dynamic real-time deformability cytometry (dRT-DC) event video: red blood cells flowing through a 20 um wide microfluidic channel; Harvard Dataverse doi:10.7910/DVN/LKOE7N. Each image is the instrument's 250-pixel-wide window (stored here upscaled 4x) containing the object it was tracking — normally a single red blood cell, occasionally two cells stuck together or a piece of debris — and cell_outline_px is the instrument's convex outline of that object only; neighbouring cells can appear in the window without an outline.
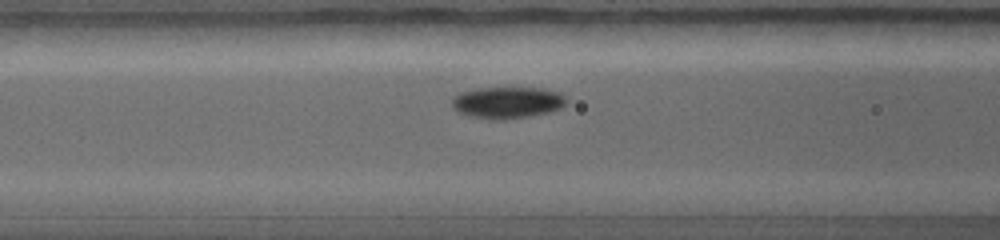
{"species": "common noctule bat (a hibernating species)", "species_latin": "Nyctalus noctula", "temperature_condition": "warm", "stored_images_in_passage": 20, "camera_frame_rate_fps": 5000, "um_per_image_px": 0.085, "animal": {"sex": "female", "body_mass_g": 19.0, "forearm_length_mm": 56.7}, "frame": {"image": 1, "passage_image": 8, "time_ms": 3.0, "image_size_px": [1000, 240], "cell_outline_px": [[564, 104], [560, 108], [548, 112], [528, 116], [500, 120], [488, 120], [472, 116], [460, 112], [452, 108], [452, 96], [460, 92], [476, 88], [544, 88], [560, 92], [564, 96]], "centroid_in_image_um": [43.07, 8.71], "position_along_channel_um": 123.5, "area_um2": 21.04}}
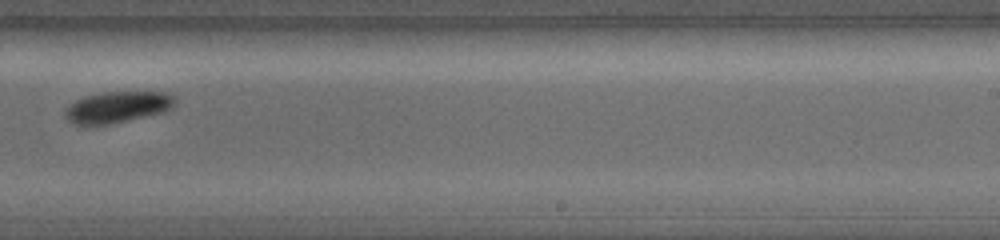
{"frame": {"image": 2, "passage_image": 14, "time_ms": 5.6, "image_size_px": [1000, 240], "cell_outline_px": [[176, 104], [172, 108], [164, 112], [128, 120], [108, 124], [76, 124], [68, 120], [64, 116], [64, 108], [76, 100], [84, 96], [104, 92], [172, 92], [176, 96]], "centroid_in_image_um": [10.03, 9.08], "position_along_channel_um": 279.0, "area_um2": 20.17}}
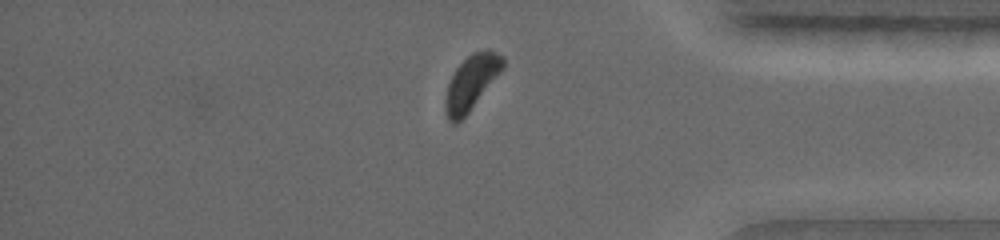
{"frame": {"image": 3, "passage_image": 19, "time_ms": 7.8, "image_size_px": [1000, 240], "cell_outline_px": [[504, 68], [468, 112], [456, 124], [452, 124], [448, 120], [448, 84], [456, 68], [472, 52], [488, 48], [504, 56]], "centroid_in_image_um": [40.14, 6.93], "position_along_channel_um": 395.1, "area_um2": 17.63}}